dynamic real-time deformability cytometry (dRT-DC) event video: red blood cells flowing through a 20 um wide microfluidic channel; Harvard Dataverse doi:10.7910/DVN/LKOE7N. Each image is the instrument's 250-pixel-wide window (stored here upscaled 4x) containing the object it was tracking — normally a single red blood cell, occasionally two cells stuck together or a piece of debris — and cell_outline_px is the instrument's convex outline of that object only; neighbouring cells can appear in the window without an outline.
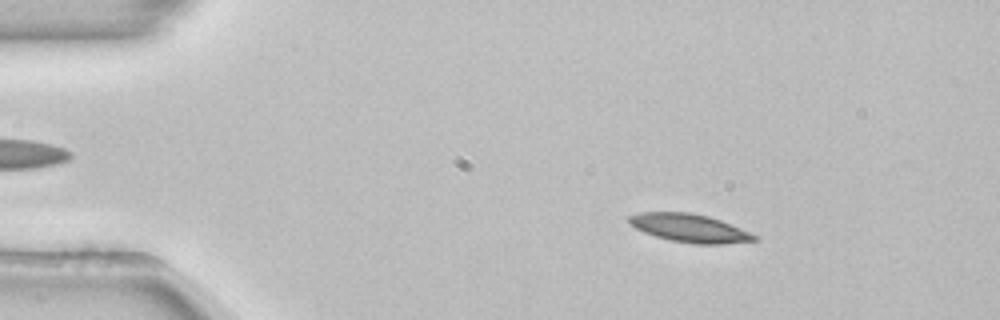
{"species": "common noctule bat (a hibernating species)", "species_latin": "Nyctalus noctula", "temperature_condition": "room temperature", "stored_images_in_passage": 53, "camera_frame_rate_fps": 3000, "um_per_image_px": 0.085, "animal": {"sex": "female", "body_mass_g": 22.7, "forearm_length_mm": 54.2}, "frame": {"image": 1, "passage_image": 8, "time_ms": 2.333, "image_size_px": [1000, 320], "cell_outline_px": [[760, 240], [724, 244], [696, 244], [672, 240], [656, 236], [644, 232], [628, 224], [628, 216], [640, 212], [692, 212], [708, 216], [720, 220], [740, 228], [756, 236]], "centroid_in_image_um": [58.59, 19.38], "position_along_channel_um": 26.4, "area_um2": 20.52}}
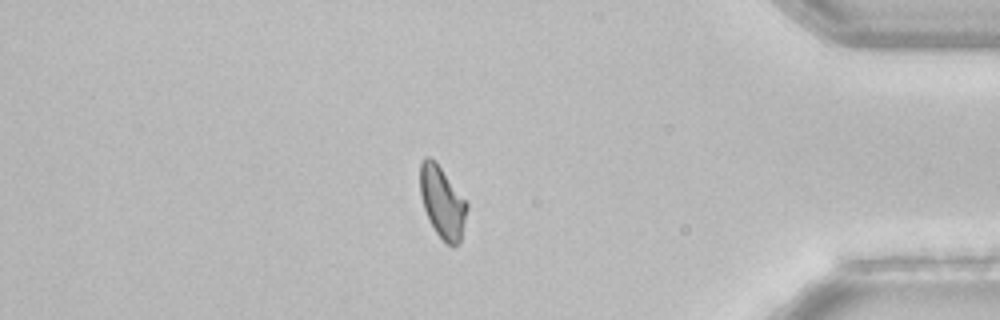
{"frame": {"image": 2, "passage_image": 45, "time_ms": 14.667, "image_size_px": [1000, 320], "cell_outline_px": [[468, 208], [460, 240], [452, 248], [436, 232], [424, 208], [420, 192], [420, 164], [424, 156], [428, 156], [436, 160], [468, 204]], "centroid_in_image_um": [37.59, 17.13], "position_along_channel_um": 397.6, "area_um2": 19.31}}
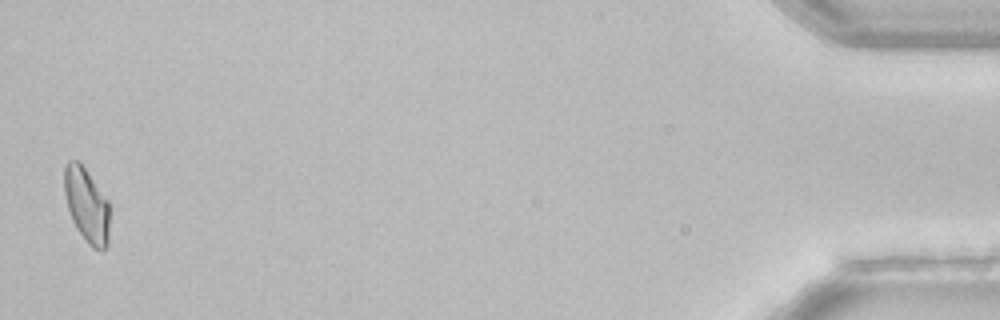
{"frame": {"image": 3, "passage_image": 52, "time_ms": 17.0, "image_size_px": [1000, 320], "cell_outline_px": [[108, 248], [104, 252], [100, 252], [92, 248], [88, 244], [76, 228], [72, 220], [68, 208], [64, 192], [64, 168], [68, 160], [76, 160], [84, 168], [108, 200]], "centroid_in_image_um": [7.36, 17.5], "position_along_channel_um": 427.8, "area_um2": 19.59}, "authors_computed_cell_mechanics": {"area_um2": 20.23, "velocity_mm_per_s": 3.8602, "shape_relaxation_time_tau1_ms": 6.5547, "shape_relaxation_time_tau2_ms": null, "deformation_change_tau1": 0.147, "deformation_change_tau2": null}}